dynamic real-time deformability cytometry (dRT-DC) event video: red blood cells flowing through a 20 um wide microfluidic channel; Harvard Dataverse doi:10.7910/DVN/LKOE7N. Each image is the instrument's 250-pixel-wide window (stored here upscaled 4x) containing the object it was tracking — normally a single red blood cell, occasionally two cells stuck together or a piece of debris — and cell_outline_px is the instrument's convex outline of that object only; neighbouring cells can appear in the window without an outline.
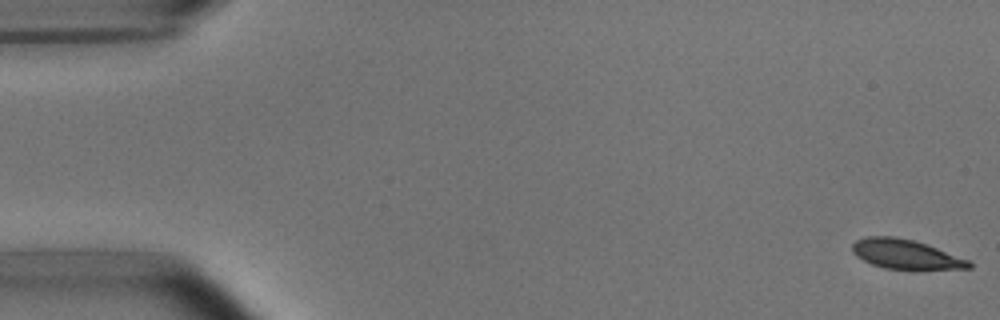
{"species": "common noctule bat (a hibernating species)", "species_latin": "Nyctalus noctula", "temperature_condition": "room temperature", "stored_images_in_passage": 54, "camera_frame_rate_fps": 3000, "um_per_image_px": 0.085, "animal": {"sex": "male", "body_mass_g": 15.6}, "frame": {"image": 1, "passage_image": 1, "time_ms": 0.0, "image_size_px": [1000, 320], "cell_outline_px": [[972, 268], [884, 268], [872, 264], [856, 256], [852, 252], [852, 244], [856, 240], [864, 236], [896, 236], [912, 240], [972, 260]], "centroid_in_image_um": [76.95, 21.58], "position_along_channel_um": 8.1, "area_um2": 19.65}}
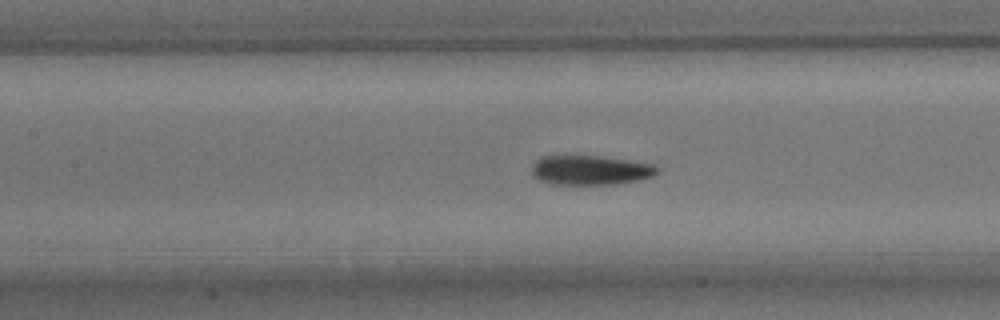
{"frame": {"image": 2, "passage_image": 24, "time_ms": 7.667, "image_size_px": [1000, 320], "cell_outline_px": [[660, 172], [652, 176], [640, 180], [616, 184], [552, 184], [540, 180], [532, 176], [532, 164], [536, 160], [544, 156], [600, 156], [628, 160], [652, 164], [660, 168]], "centroid_in_image_um": [50.2, 14.46], "position_along_channel_um": 157.2, "area_um2": 21.62}}
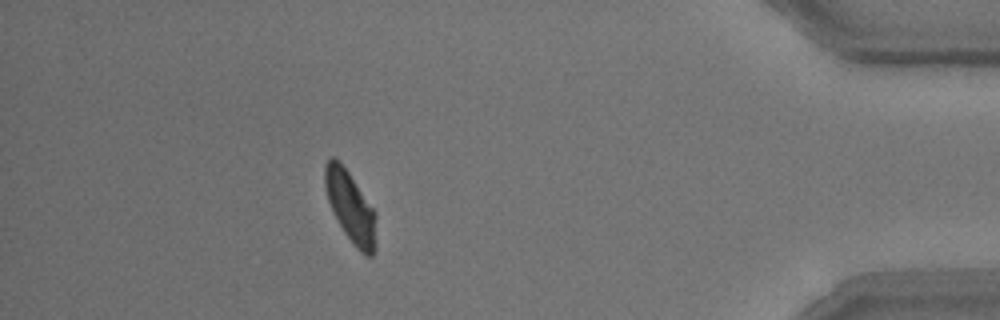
{"frame": {"image": 3, "passage_image": 48, "time_ms": 15.667, "image_size_px": [1000, 320], "cell_outline_px": [[376, 244], [372, 256], [364, 256], [352, 244], [344, 232], [328, 200], [324, 184], [324, 168], [328, 160], [332, 156], [348, 172], [376, 212]], "centroid_in_image_um": [29.82, 17.65], "position_along_channel_um": 405.4, "area_um2": 20.87}, "authors_computed_cell_mechanics": {"area_um2": 21.6461, "velocity_mm_per_s": 3.7151, "shape_relaxation_time_tau1_ms": 2.5277, "shape_relaxation_time_tau2_ms": 2.5456, "deformation_change_tau1": 0.1135, "deformation_change_tau2": 0.0643}}